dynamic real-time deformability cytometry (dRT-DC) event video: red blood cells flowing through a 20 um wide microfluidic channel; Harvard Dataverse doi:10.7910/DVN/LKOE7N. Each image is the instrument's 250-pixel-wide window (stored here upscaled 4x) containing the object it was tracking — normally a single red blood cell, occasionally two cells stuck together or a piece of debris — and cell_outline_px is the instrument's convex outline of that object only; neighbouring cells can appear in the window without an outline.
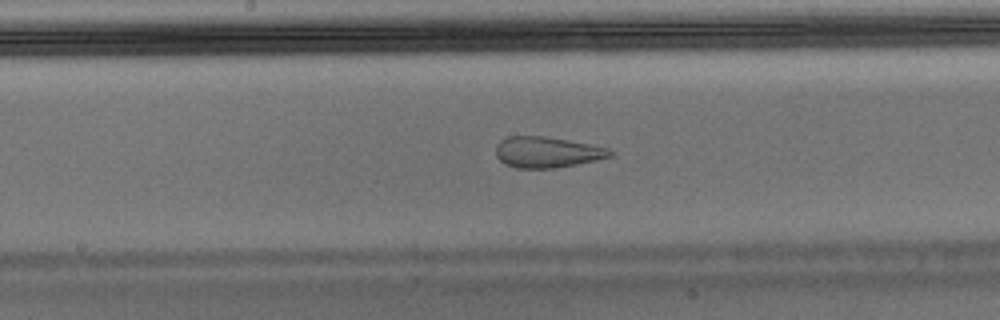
{"species": "Egyptian fruit bat (a non-hibernating species)", "species_latin": "Rousettus aegyptiacus", "temperature_condition": "warm", "stored_images_in_passage": 34, "camera_frame_rate_fps": 3000, "um_per_image_px": 0.085, "animal": {"sex": "male"}, "frame": {"image": 1, "passage_image": 15, "time_ms": 4.667, "image_size_px": [1000, 320], "cell_outline_px": [[616, 156], [576, 164], [552, 168], [516, 168], [504, 164], [496, 156], [496, 144], [500, 140], [508, 136], [544, 136], [592, 144], [608, 148], [616, 152]], "centroid_in_image_um": [46.53, 12.93], "position_along_channel_um": 201.7, "area_um2": 20.81}}
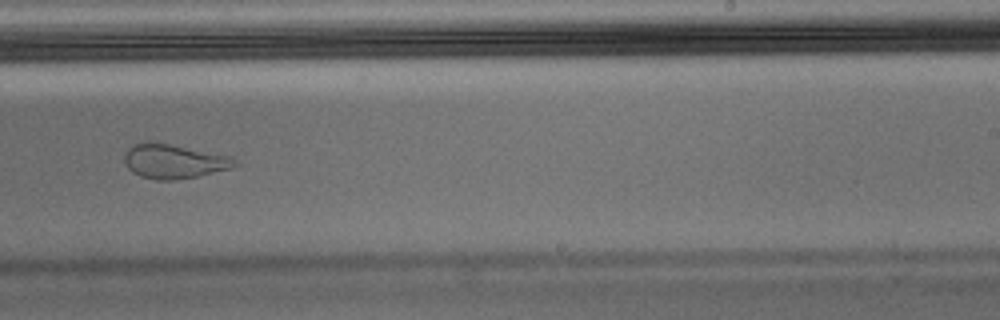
{"frame": {"image": 2, "passage_image": 20, "time_ms": 6.333, "image_size_px": [1000, 320], "cell_outline_px": [[240, 164], [232, 168], [196, 176], [172, 180], [156, 180], [140, 176], [132, 172], [128, 168], [124, 160], [124, 156], [128, 148], [136, 144], [168, 144], [232, 156]], "centroid_in_image_um": [14.82, 13.74], "position_along_channel_um": 274.2, "area_um2": 21.56}}